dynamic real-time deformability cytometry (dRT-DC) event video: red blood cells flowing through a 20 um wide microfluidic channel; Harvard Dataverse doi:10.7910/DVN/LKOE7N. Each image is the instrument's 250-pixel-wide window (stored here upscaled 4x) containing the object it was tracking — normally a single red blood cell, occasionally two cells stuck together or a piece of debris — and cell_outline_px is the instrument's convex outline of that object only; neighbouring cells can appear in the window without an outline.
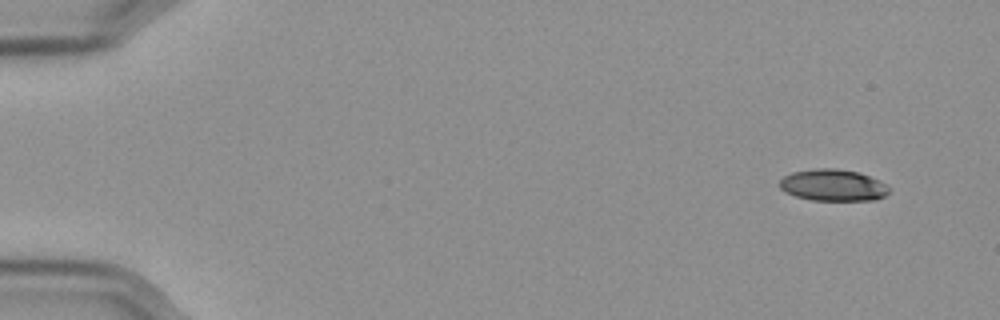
{"species": "Egyptian fruit bat (a non-hibernating species)", "species_latin": "Rousettus aegyptiacus", "temperature_condition": "cold", "stored_images_in_passage": 54, "camera_frame_rate_fps": 3000, "um_per_image_px": 0.085, "frame": {"image": 1, "passage_image": 1, "time_ms": 0.0, "image_size_px": [1000, 320], "cell_outline_px": [[892, 188], [884, 196], [876, 200], [812, 200], [796, 196], [784, 192], [780, 188], [780, 180], [784, 176], [792, 172], [816, 168], [836, 168], [860, 172], [880, 180]], "centroid_in_image_um": [70.84, 15.73], "position_along_channel_um": 14.2, "area_um2": 20.4}}
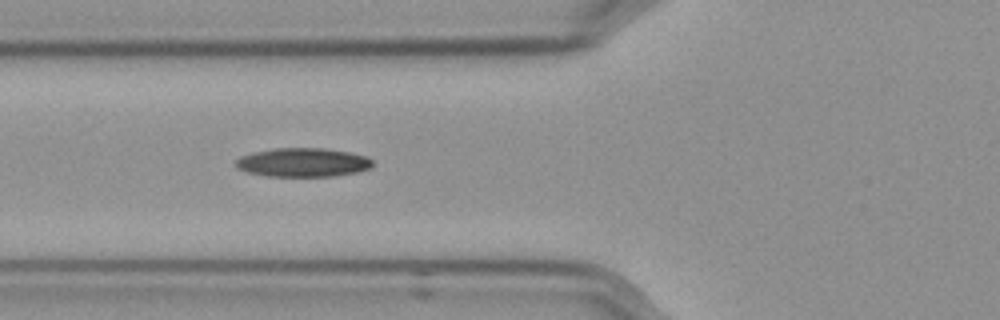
{"frame": {"image": 2, "passage_image": 19, "time_ms": 6.0, "image_size_px": [1000, 320], "cell_outline_px": [[372, 168], [356, 172], [332, 176], [264, 176], [248, 172], [236, 168], [236, 160], [240, 156], [252, 152], [276, 148], [324, 148], [348, 152], [368, 156], [372, 160]], "centroid_in_image_um": [25.74, 13.8], "position_along_channel_um": 100.1, "area_um2": 23.06}}
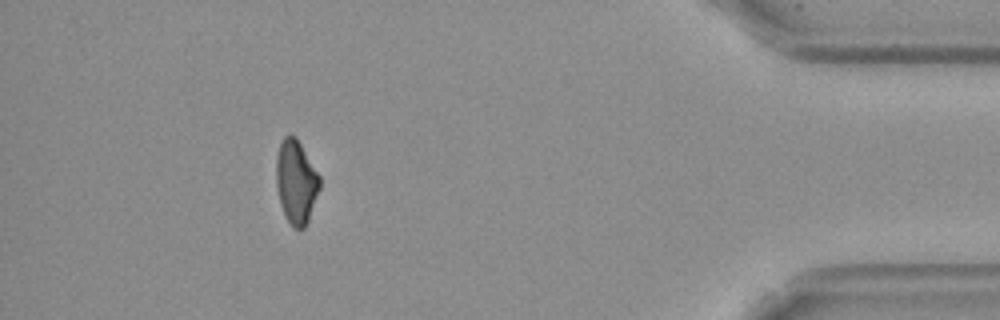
{"frame": {"image": 3, "passage_image": 49, "time_ms": 16.0, "image_size_px": [1000, 320], "cell_outline_px": [[320, 188], [308, 220], [304, 228], [292, 228], [280, 204], [276, 184], [276, 156], [280, 144], [284, 136], [288, 132], [296, 136], [320, 176]], "centroid_in_image_um": [25.16, 15.41], "position_along_channel_um": 410.0, "area_um2": 21.21}, "authors_computed_cell_mechanics": {"area_um2": 21.964, "velocity_mm_per_s": 3.5906, "shape_relaxation_time_tau1_ms": 7.9349, "shape_relaxation_time_tau2_ms": null, "deformation_change_tau1": 0.1619, "deformation_change_tau2": null}}